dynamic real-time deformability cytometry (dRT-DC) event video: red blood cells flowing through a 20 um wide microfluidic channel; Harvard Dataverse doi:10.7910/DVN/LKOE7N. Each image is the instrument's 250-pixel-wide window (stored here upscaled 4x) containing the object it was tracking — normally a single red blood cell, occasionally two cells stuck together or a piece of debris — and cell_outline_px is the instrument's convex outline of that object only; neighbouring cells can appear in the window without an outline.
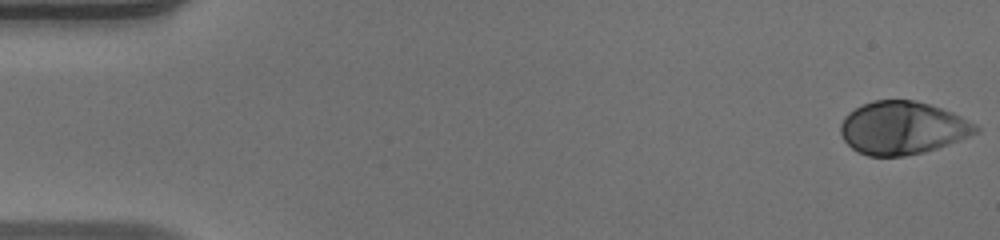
{"species": "human", "species_latin": "Homo sapiens", "temperature_condition": "warm", "stored_images_in_passage": 52, "camera_frame_rate_fps": 3000, "um_per_image_px": 0.085, "donor": {"sex": "male"}, "frame": {"image": 1, "passage_image": 1, "time_ms": 0.0, "image_size_px": [1000, 240], "cell_outline_px": [[980, 132], [948, 144], [924, 152], [904, 156], [868, 156], [852, 148], [844, 140], [840, 132], [840, 124], [844, 116], [848, 112], [872, 100], [916, 100], [952, 112], [976, 124], [980, 128]], "centroid_in_image_um": [76.71, 10.87], "position_along_channel_um": 8.3, "area_um2": 41.62}}
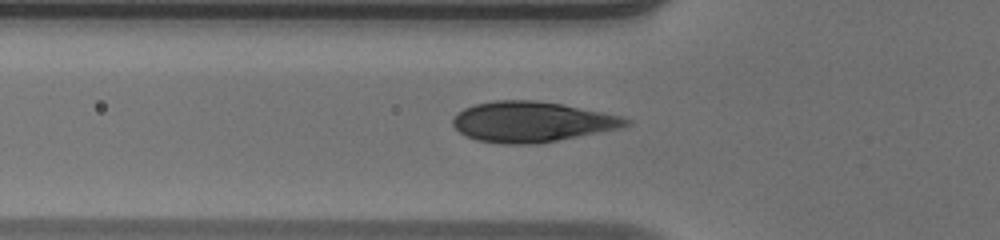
{"frame": {"image": 2, "passage_image": 18, "time_ms": 5.667, "image_size_px": [1000, 240], "cell_outline_px": [[632, 124], [616, 128], [536, 144], [500, 144], [476, 140], [464, 136], [452, 124], [452, 120], [456, 112], [464, 108], [476, 104], [496, 100], [536, 100], [564, 104], [620, 116], [632, 120]], "centroid_in_image_um": [45.13, 10.35], "position_along_channel_um": 80.7, "area_um2": 40.58}}
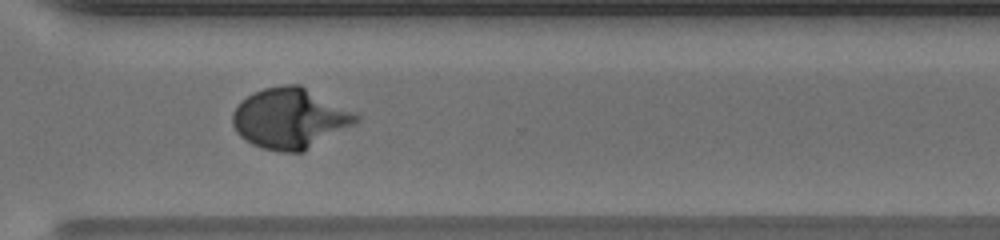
{"frame": {"image": 3, "passage_image": 38, "time_ms": 12.333, "image_size_px": [1000, 240], "cell_outline_px": [[360, 120], [304, 152], [280, 152], [260, 148], [244, 140], [236, 132], [232, 124], [232, 112], [236, 104], [240, 100], [264, 88], [284, 84], [300, 84], [360, 116]], "centroid_in_image_um": [24.59, 10.07], "position_along_channel_um": 346.0, "area_um2": 43.41}, "authors_computed_cell_mechanics": {"area_um2": 41.038, "velocity_mm_per_s": 3.9747, "shape_relaxation_time_tau1_ms": 4.6399, "shape_relaxation_time_tau2_ms": null, "deformation_change_tau1": 0.2402, "deformation_change_tau2": null}}